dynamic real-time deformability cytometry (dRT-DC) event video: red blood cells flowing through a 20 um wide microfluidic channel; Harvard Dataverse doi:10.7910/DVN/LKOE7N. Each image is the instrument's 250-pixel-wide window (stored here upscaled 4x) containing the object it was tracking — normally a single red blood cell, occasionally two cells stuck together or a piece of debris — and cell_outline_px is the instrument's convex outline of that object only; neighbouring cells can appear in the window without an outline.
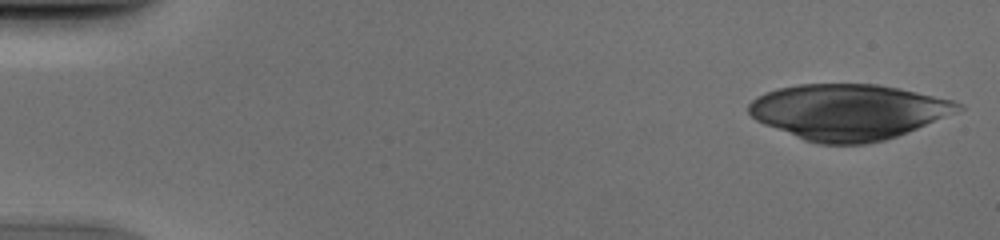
{"species": "human", "species_latin": "Homo sapiens", "temperature_condition": "cold", "stored_images_in_passage": 50, "camera_frame_rate_fps": 3000, "um_per_image_px": 0.085, "donor": {"sex": "male"}, "frame": {"image": 1, "passage_image": 1, "time_ms": 0.0, "image_size_px": [1000, 240], "cell_outline_px": [[964, 108], [916, 128], [896, 136], [884, 140], [864, 144], [816, 144], [804, 140], [764, 124], [756, 120], [748, 112], [748, 104], [756, 96], [764, 92], [776, 88], [800, 84], [876, 84], [900, 88], [952, 100], [964, 104]], "centroid_in_image_um": [72.05, 9.5], "position_along_channel_um": 13.0, "area_um2": 67.51}}
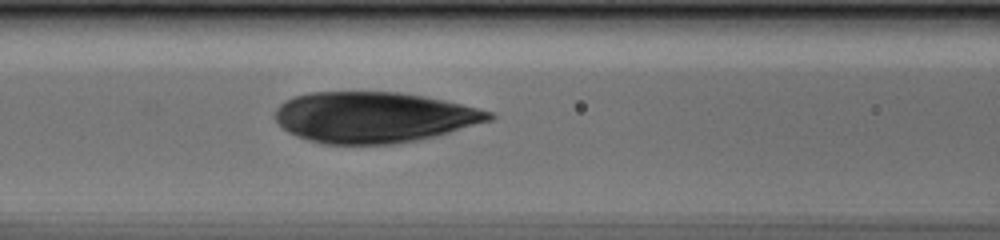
{"frame": {"image": 2, "passage_image": 21, "time_ms": 6.667, "image_size_px": [1000, 240], "cell_outline_px": [[496, 116], [492, 120], [436, 136], [396, 144], [324, 144], [308, 140], [296, 136], [288, 132], [276, 120], [276, 108], [284, 100], [292, 96], [308, 92], [400, 92], [424, 96], [444, 100], [492, 112]], "centroid_in_image_um": [31.75, 9.96], "position_along_channel_um": 134.8, "area_um2": 63.41}}
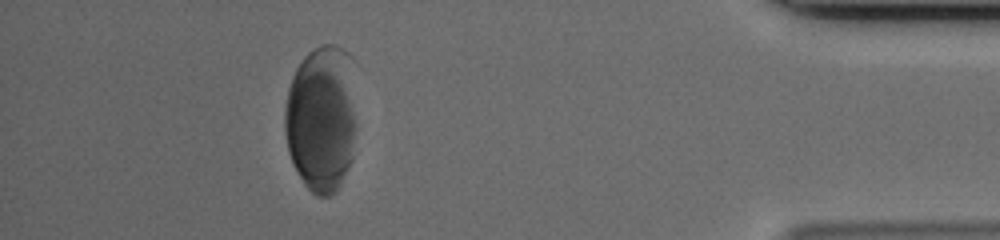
{"frame": {"image": 3, "passage_image": 45, "time_ms": 14.667, "image_size_px": [1000, 240], "cell_outline_px": [[356, 128], [352, 160], [340, 184], [332, 196], [316, 196], [304, 184], [288, 152], [284, 128], [284, 112], [288, 88], [292, 76], [296, 68], [304, 56], [312, 48], [320, 44], [336, 44], [344, 48], [356, 60]], "centroid_in_image_um": [27.38, 9.97], "position_along_channel_um": 407.8, "area_um2": 63.64}}